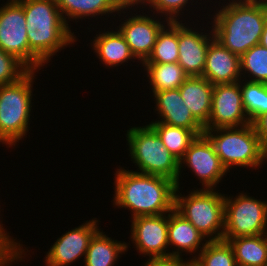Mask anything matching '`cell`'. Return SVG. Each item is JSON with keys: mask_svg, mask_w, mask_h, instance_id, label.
Wrapping results in <instances>:
<instances>
[{"mask_svg": "<svg viewBox=\"0 0 267 266\" xmlns=\"http://www.w3.org/2000/svg\"><path fill=\"white\" fill-rule=\"evenodd\" d=\"M35 72L29 70L17 82L0 86V141L9 148L29 131Z\"/></svg>", "mask_w": 267, "mask_h": 266, "instance_id": "obj_5", "label": "cell"}, {"mask_svg": "<svg viewBox=\"0 0 267 266\" xmlns=\"http://www.w3.org/2000/svg\"><path fill=\"white\" fill-rule=\"evenodd\" d=\"M202 77L213 85L239 82L242 80L240 56L232 53L214 38L206 52Z\"/></svg>", "mask_w": 267, "mask_h": 266, "instance_id": "obj_17", "label": "cell"}, {"mask_svg": "<svg viewBox=\"0 0 267 266\" xmlns=\"http://www.w3.org/2000/svg\"><path fill=\"white\" fill-rule=\"evenodd\" d=\"M237 266H267V234L230 239Z\"/></svg>", "mask_w": 267, "mask_h": 266, "instance_id": "obj_23", "label": "cell"}, {"mask_svg": "<svg viewBox=\"0 0 267 266\" xmlns=\"http://www.w3.org/2000/svg\"><path fill=\"white\" fill-rule=\"evenodd\" d=\"M190 1V0H189ZM188 0H146L143 4V8L145 5L153 8L152 14H159L161 13L162 17L165 16V21L170 22H177L180 18L179 16L182 15L181 13H184V9L186 10V7L189 3ZM191 4L194 2L191 0ZM183 9V10H182ZM167 16V17H166ZM178 17V18H177ZM167 18V19H166Z\"/></svg>", "mask_w": 267, "mask_h": 266, "instance_id": "obj_32", "label": "cell"}, {"mask_svg": "<svg viewBox=\"0 0 267 266\" xmlns=\"http://www.w3.org/2000/svg\"><path fill=\"white\" fill-rule=\"evenodd\" d=\"M15 241V242H14ZM23 244L16 242L15 239H11V236L5 231L2 221L0 222V266H11L15 261L23 260L26 255V249ZM25 252V253H24ZM24 253V254H23ZM24 255V256H22Z\"/></svg>", "mask_w": 267, "mask_h": 266, "instance_id": "obj_31", "label": "cell"}, {"mask_svg": "<svg viewBox=\"0 0 267 266\" xmlns=\"http://www.w3.org/2000/svg\"><path fill=\"white\" fill-rule=\"evenodd\" d=\"M29 69L14 55L0 48V86L17 82Z\"/></svg>", "mask_w": 267, "mask_h": 266, "instance_id": "obj_30", "label": "cell"}, {"mask_svg": "<svg viewBox=\"0 0 267 266\" xmlns=\"http://www.w3.org/2000/svg\"><path fill=\"white\" fill-rule=\"evenodd\" d=\"M129 17L118 26V30L129 45L133 56L143 64L153 50L158 33L169 21L164 20V23L159 18L157 20L154 15L152 17L143 13Z\"/></svg>", "mask_w": 267, "mask_h": 266, "instance_id": "obj_14", "label": "cell"}, {"mask_svg": "<svg viewBox=\"0 0 267 266\" xmlns=\"http://www.w3.org/2000/svg\"><path fill=\"white\" fill-rule=\"evenodd\" d=\"M240 66L243 80L248 74V81L267 84V48L260 44L253 46L240 57Z\"/></svg>", "mask_w": 267, "mask_h": 266, "instance_id": "obj_29", "label": "cell"}, {"mask_svg": "<svg viewBox=\"0 0 267 266\" xmlns=\"http://www.w3.org/2000/svg\"><path fill=\"white\" fill-rule=\"evenodd\" d=\"M261 46L267 48V22L261 35L260 43Z\"/></svg>", "mask_w": 267, "mask_h": 266, "instance_id": "obj_36", "label": "cell"}, {"mask_svg": "<svg viewBox=\"0 0 267 266\" xmlns=\"http://www.w3.org/2000/svg\"><path fill=\"white\" fill-rule=\"evenodd\" d=\"M98 222L96 218L86 221L59 237L46 253V266H69L80 257L85 259L91 239L101 230Z\"/></svg>", "mask_w": 267, "mask_h": 266, "instance_id": "obj_13", "label": "cell"}, {"mask_svg": "<svg viewBox=\"0 0 267 266\" xmlns=\"http://www.w3.org/2000/svg\"><path fill=\"white\" fill-rule=\"evenodd\" d=\"M156 111L159 119L153 122L181 127L192 130L197 136L203 135L204 126L193 116L190 109L185 105L179 88L155 92Z\"/></svg>", "mask_w": 267, "mask_h": 266, "instance_id": "obj_16", "label": "cell"}, {"mask_svg": "<svg viewBox=\"0 0 267 266\" xmlns=\"http://www.w3.org/2000/svg\"><path fill=\"white\" fill-rule=\"evenodd\" d=\"M18 1L24 9L29 48L45 65L59 50L77 41L64 21L56 0Z\"/></svg>", "mask_w": 267, "mask_h": 266, "instance_id": "obj_3", "label": "cell"}, {"mask_svg": "<svg viewBox=\"0 0 267 266\" xmlns=\"http://www.w3.org/2000/svg\"><path fill=\"white\" fill-rule=\"evenodd\" d=\"M252 124L264 150L267 152V112L260 115Z\"/></svg>", "mask_w": 267, "mask_h": 266, "instance_id": "obj_33", "label": "cell"}, {"mask_svg": "<svg viewBox=\"0 0 267 266\" xmlns=\"http://www.w3.org/2000/svg\"><path fill=\"white\" fill-rule=\"evenodd\" d=\"M220 7L213 17L215 39L232 53L242 56L260 43L267 22V2L231 0ZM222 8V9H221Z\"/></svg>", "mask_w": 267, "mask_h": 266, "instance_id": "obj_2", "label": "cell"}, {"mask_svg": "<svg viewBox=\"0 0 267 266\" xmlns=\"http://www.w3.org/2000/svg\"><path fill=\"white\" fill-rule=\"evenodd\" d=\"M126 140L129 156L138 167L139 173L169 178L179 187V161L167 150L149 124L129 128Z\"/></svg>", "mask_w": 267, "mask_h": 266, "instance_id": "obj_6", "label": "cell"}, {"mask_svg": "<svg viewBox=\"0 0 267 266\" xmlns=\"http://www.w3.org/2000/svg\"><path fill=\"white\" fill-rule=\"evenodd\" d=\"M192 260L184 261L183 258L167 259V260H148L144 266H192Z\"/></svg>", "mask_w": 267, "mask_h": 266, "instance_id": "obj_34", "label": "cell"}, {"mask_svg": "<svg viewBox=\"0 0 267 266\" xmlns=\"http://www.w3.org/2000/svg\"><path fill=\"white\" fill-rule=\"evenodd\" d=\"M121 7H136V5L139 6V4L142 6L146 0H116Z\"/></svg>", "mask_w": 267, "mask_h": 266, "instance_id": "obj_35", "label": "cell"}, {"mask_svg": "<svg viewBox=\"0 0 267 266\" xmlns=\"http://www.w3.org/2000/svg\"><path fill=\"white\" fill-rule=\"evenodd\" d=\"M250 124L242 103L240 81L214 85L210 119L205 129Z\"/></svg>", "mask_w": 267, "mask_h": 266, "instance_id": "obj_12", "label": "cell"}, {"mask_svg": "<svg viewBox=\"0 0 267 266\" xmlns=\"http://www.w3.org/2000/svg\"><path fill=\"white\" fill-rule=\"evenodd\" d=\"M26 18L18 0H7L0 7V48L14 55L29 70H39L44 62L29 48Z\"/></svg>", "mask_w": 267, "mask_h": 266, "instance_id": "obj_9", "label": "cell"}, {"mask_svg": "<svg viewBox=\"0 0 267 266\" xmlns=\"http://www.w3.org/2000/svg\"><path fill=\"white\" fill-rule=\"evenodd\" d=\"M104 233L99 230L91 239L84 266H114L120 255L128 251L129 243L112 240Z\"/></svg>", "mask_w": 267, "mask_h": 266, "instance_id": "obj_22", "label": "cell"}, {"mask_svg": "<svg viewBox=\"0 0 267 266\" xmlns=\"http://www.w3.org/2000/svg\"><path fill=\"white\" fill-rule=\"evenodd\" d=\"M185 25L182 20L178 21V63L189 77L202 76L207 49L215 38L213 29L205 33Z\"/></svg>", "mask_w": 267, "mask_h": 266, "instance_id": "obj_15", "label": "cell"}, {"mask_svg": "<svg viewBox=\"0 0 267 266\" xmlns=\"http://www.w3.org/2000/svg\"><path fill=\"white\" fill-rule=\"evenodd\" d=\"M203 134L212 143L228 172L232 167L258 170L267 161V152L251 123L240 127L205 129Z\"/></svg>", "mask_w": 267, "mask_h": 266, "instance_id": "obj_4", "label": "cell"}, {"mask_svg": "<svg viewBox=\"0 0 267 266\" xmlns=\"http://www.w3.org/2000/svg\"><path fill=\"white\" fill-rule=\"evenodd\" d=\"M114 186L113 203L130 210L132 219L167 214L175 209L177 184L169 178L119 168Z\"/></svg>", "mask_w": 267, "mask_h": 266, "instance_id": "obj_1", "label": "cell"}, {"mask_svg": "<svg viewBox=\"0 0 267 266\" xmlns=\"http://www.w3.org/2000/svg\"><path fill=\"white\" fill-rule=\"evenodd\" d=\"M175 193V210L188 220L208 241H219L224 233L225 195L214 189H196ZM180 193V194H179Z\"/></svg>", "mask_w": 267, "mask_h": 266, "instance_id": "obj_7", "label": "cell"}, {"mask_svg": "<svg viewBox=\"0 0 267 266\" xmlns=\"http://www.w3.org/2000/svg\"><path fill=\"white\" fill-rule=\"evenodd\" d=\"M240 80L242 103L252 124L260 115L267 112V84Z\"/></svg>", "mask_w": 267, "mask_h": 266, "instance_id": "obj_28", "label": "cell"}, {"mask_svg": "<svg viewBox=\"0 0 267 266\" xmlns=\"http://www.w3.org/2000/svg\"><path fill=\"white\" fill-rule=\"evenodd\" d=\"M204 239L205 237L175 209L168 213V242L170 247L174 246V251L170 252V259L182 258L183 252L190 255L197 252L199 255L208 241Z\"/></svg>", "mask_w": 267, "mask_h": 266, "instance_id": "obj_18", "label": "cell"}, {"mask_svg": "<svg viewBox=\"0 0 267 266\" xmlns=\"http://www.w3.org/2000/svg\"><path fill=\"white\" fill-rule=\"evenodd\" d=\"M153 93L162 90L178 89L189 77L178 63H143Z\"/></svg>", "mask_w": 267, "mask_h": 266, "instance_id": "obj_24", "label": "cell"}, {"mask_svg": "<svg viewBox=\"0 0 267 266\" xmlns=\"http://www.w3.org/2000/svg\"><path fill=\"white\" fill-rule=\"evenodd\" d=\"M225 196L222 240L267 234V201L246 193Z\"/></svg>", "mask_w": 267, "mask_h": 266, "instance_id": "obj_8", "label": "cell"}, {"mask_svg": "<svg viewBox=\"0 0 267 266\" xmlns=\"http://www.w3.org/2000/svg\"><path fill=\"white\" fill-rule=\"evenodd\" d=\"M149 125L155 130L163 145L169 152L180 161L190 144L197 135L189 129L174 127L162 122H150Z\"/></svg>", "mask_w": 267, "mask_h": 266, "instance_id": "obj_26", "label": "cell"}, {"mask_svg": "<svg viewBox=\"0 0 267 266\" xmlns=\"http://www.w3.org/2000/svg\"><path fill=\"white\" fill-rule=\"evenodd\" d=\"M56 4L68 27L71 19L76 21V19L82 20L89 16L98 18V16L107 14L113 15L115 12L121 15L122 12L126 13V9H134V7H121L116 0H56Z\"/></svg>", "mask_w": 267, "mask_h": 266, "instance_id": "obj_21", "label": "cell"}, {"mask_svg": "<svg viewBox=\"0 0 267 266\" xmlns=\"http://www.w3.org/2000/svg\"><path fill=\"white\" fill-rule=\"evenodd\" d=\"M191 260L194 266H237L233 248L225 240L207 241Z\"/></svg>", "mask_w": 267, "mask_h": 266, "instance_id": "obj_27", "label": "cell"}, {"mask_svg": "<svg viewBox=\"0 0 267 266\" xmlns=\"http://www.w3.org/2000/svg\"><path fill=\"white\" fill-rule=\"evenodd\" d=\"M98 34L90 45L99 60L101 59V63L105 64L106 67H116L124 62L128 63L130 59L136 60L118 28L116 31H105L104 29V32Z\"/></svg>", "mask_w": 267, "mask_h": 266, "instance_id": "obj_20", "label": "cell"}, {"mask_svg": "<svg viewBox=\"0 0 267 266\" xmlns=\"http://www.w3.org/2000/svg\"><path fill=\"white\" fill-rule=\"evenodd\" d=\"M213 89L214 85L202 76L188 77L179 87L185 105L203 126L210 119Z\"/></svg>", "mask_w": 267, "mask_h": 266, "instance_id": "obj_19", "label": "cell"}, {"mask_svg": "<svg viewBox=\"0 0 267 266\" xmlns=\"http://www.w3.org/2000/svg\"><path fill=\"white\" fill-rule=\"evenodd\" d=\"M182 163L198 177L203 189H215L228 173L212 143L204 134L196 137L179 161V175L181 168H184Z\"/></svg>", "mask_w": 267, "mask_h": 266, "instance_id": "obj_11", "label": "cell"}, {"mask_svg": "<svg viewBox=\"0 0 267 266\" xmlns=\"http://www.w3.org/2000/svg\"><path fill=\"white\" fill-rule=\"evenodd\" d=\"M131 223L130 239L139 255L149 256L148 260L170 259V250H167L169 247L168 213L135 217Z\"/></svg>", "mask_w": 267, "mask_h": 266, "instance_id": "obj_10", "label": "cell"}, {"mask_svg": "<svg viewBox=\"0 0 267 266\" xmlns=\"http://www.w3.org/2000/svg\"><path fill=\"white\" fill-rule=\"evenodd\" d=\"M178 59V21H169L158 33L153 50L144 63H175Z\"/></svg>", "mask_w": 267, "mask_h": 266, "instance_id": "obj_25", "label": "cell"}]
</instances>
